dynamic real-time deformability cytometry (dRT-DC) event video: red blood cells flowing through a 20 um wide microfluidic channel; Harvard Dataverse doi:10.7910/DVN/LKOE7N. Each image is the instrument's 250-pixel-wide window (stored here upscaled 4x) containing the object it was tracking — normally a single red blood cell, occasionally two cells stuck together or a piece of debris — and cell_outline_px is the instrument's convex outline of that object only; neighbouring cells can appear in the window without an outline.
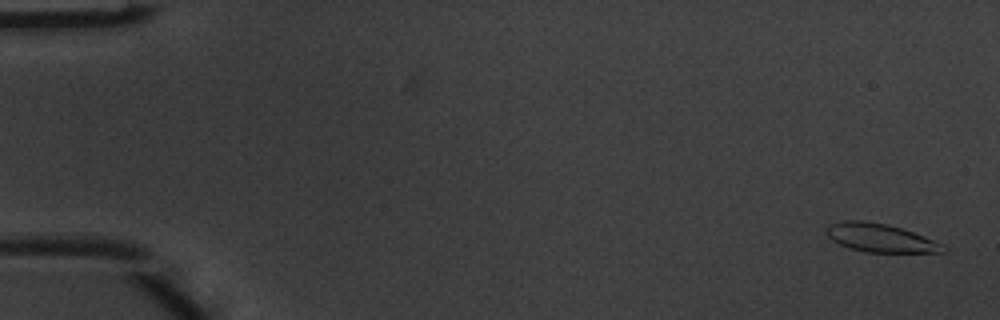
{"species": "common noctule bat (a hibernating species)", "species_latin": "Nyctalus noctula", "temperature_condition": "warm", "stored_images_in_passage": 5, "camera_frame_rate_fps": 3000, "um_per_image_px": 0.085, "animal": {"sex": "male", "body_mass_g": 20.1, "forearm_length_mm": 53.5}, "frame": {"image": 1, "passage_image": 1, "time_ms": 0.0, "image_size_px": [1000, 320], "cell_outline_px": [[948, 248], [944, 252], [868, 252], [848, 248], [832, 240], [824, 232], [828, 224], [844, 220], [860, 220], [888, 224], [924, 236], [944, 244]], "centroid_in_image_um": [74.81, 20.21], "position_along_channel_um": 10.2, "area_um2": 19.36}}